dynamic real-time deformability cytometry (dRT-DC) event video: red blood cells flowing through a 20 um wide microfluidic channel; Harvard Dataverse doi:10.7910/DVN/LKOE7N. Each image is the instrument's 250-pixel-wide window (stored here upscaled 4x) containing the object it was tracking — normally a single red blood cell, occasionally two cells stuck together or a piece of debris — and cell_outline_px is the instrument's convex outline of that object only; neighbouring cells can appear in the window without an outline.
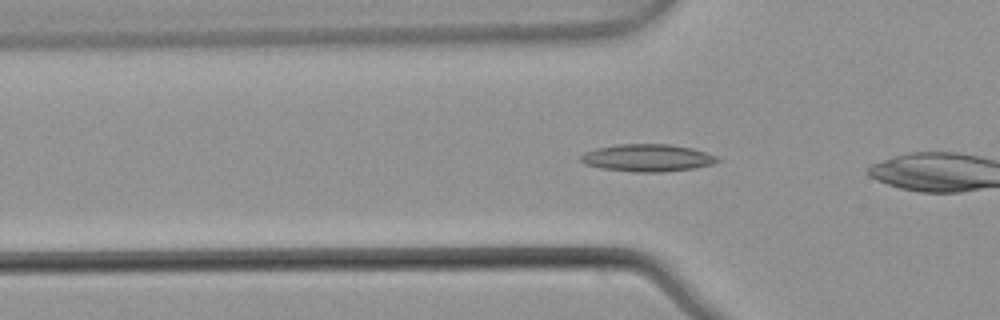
{"species": "common noctule bat (a hibernating species)", "species_latin": "Nyctalus noctula", "temperature_condition": "warm", "stored_images_in_passage": 5, "camera_frame_rate_fps": 3000, "um_per_image_px": 0.085, "animal": {"sex": "male", "body_mass_g": 21.5, "forearm_length_mm": 52.0}, "frame": {"image": 1, "passage_image": 5, "time_ms": 1.333, "image_size_px": [1000, 320], "cell_outline_px": [[724, 160], [712, 164], [696, 168], [660, 172], [632, 172], [600, 168], [584, 164], [580, 160], [580, 156], [584, 152], [596, 148], [620, 144], [668, 144], [692, 148], [716, 156]], "centroid_in_image_um": [55.03, 13.42], "position_along_channel_um": 70.8, "area_um2": 21.91}}